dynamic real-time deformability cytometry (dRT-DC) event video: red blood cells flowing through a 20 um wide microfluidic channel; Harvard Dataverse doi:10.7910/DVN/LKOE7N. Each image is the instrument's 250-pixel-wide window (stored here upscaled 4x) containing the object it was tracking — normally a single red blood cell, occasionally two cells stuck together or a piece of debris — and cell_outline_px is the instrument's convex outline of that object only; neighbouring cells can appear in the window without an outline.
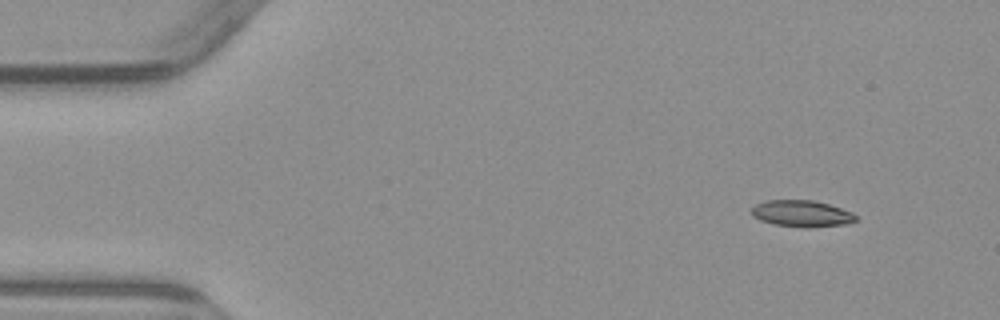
{"species": "common noctule bat (a hibernating species)", "species_latin": "Nyctalus noctula", "temperature_condition": "warm", "stored_images_in_passage": 4, "camera_frame_rate_fps": 3000, "um_per_image_px": 0.085, "animal": {"sex": "male", "body_mass_g": 23.1, "forearm_length_mm": 52.7}, "frame": {"image": 1, "passage_image": 1, "time_ms": 0.0, "image_size_px": [1000, 320], "cell_outline_px": [[856, 220], [844, 224], [808, 228], [776, 224], [760, 220], [752, 216], [752, 208], [756, 204], [764, 200], [812, 200], [828, 204], [852, 212], [856, 216]], "centroid_in_image_um": [68.12, 18.15], "position_along_channel_um": 16.9, "area_um2": 15.95}}
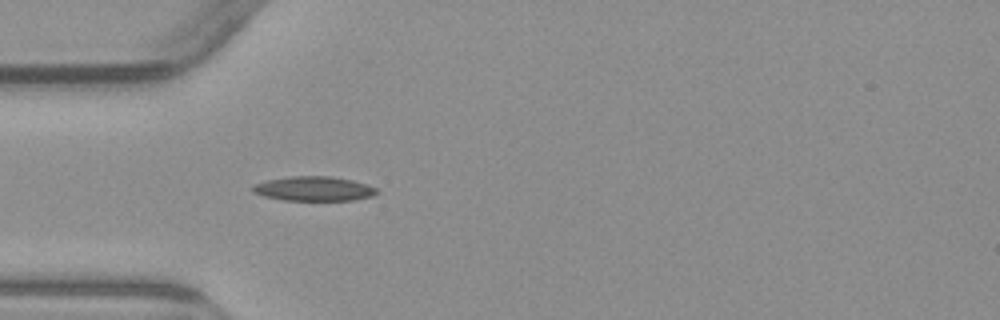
{"frame": {"image": 2, "passage_image": 4, "time_ms": 3.667, "image_size_px": [1000, 320], "cell_outline_px": [[380, 192], [372, 196], [352, 200], [284, 200], [264, 196], [252, 192], [252, 184], [268, 180], [288, 176], [332, 176], [352, 180], [368, 184], [376, 188]], "centroid_in_image_um": [26.68, 16.03], "position_along_channel_um": 58.3, "area_um2": 17.8}}